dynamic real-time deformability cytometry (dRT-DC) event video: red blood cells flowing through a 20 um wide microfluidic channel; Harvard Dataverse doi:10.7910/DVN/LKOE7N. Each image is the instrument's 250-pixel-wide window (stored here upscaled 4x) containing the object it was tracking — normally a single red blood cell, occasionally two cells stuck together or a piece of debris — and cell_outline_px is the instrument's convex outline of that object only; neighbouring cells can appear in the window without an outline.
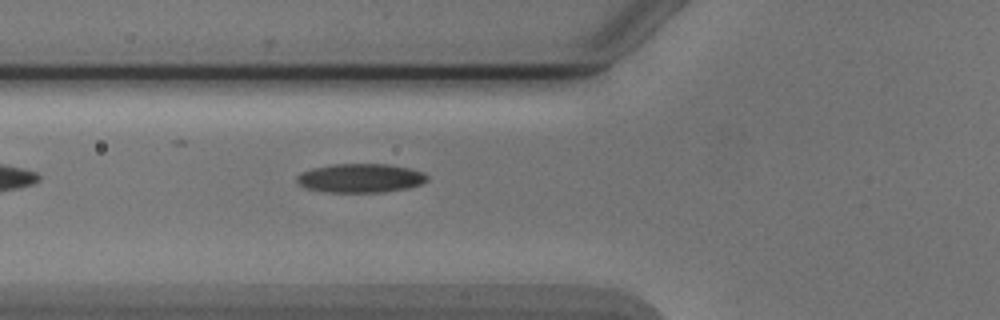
{"species": "Egyptian fruit bat (a non-hibernating species)", "species_latin": "Rousettus aegyptiacus", "temperature_condition": "cold", "stored_images_in_passage": 5, "camera_frame_rate_fps": 3000, "um_per_image_px": 0.085, "animal": {"sex": "male"}, "frame": {"image": 1, "passage_image": 5, "time_ms": 5.667, "image_size_px": [1000, 320], "cell_outline_px": [[428, 180], [420, 184], [408, 188], [384, 192], [324, 192], [308, 188], [300, 184], [296, 180], [296, 176], [300, 172], [312, 168], [332, 164], [388, 164], [408, 168], [424, 172], [428, 176]], "centroid_in_image_um": [30.64, 15.13], "position_along_channel_um": 95.2, "area_um2": 22.02}}